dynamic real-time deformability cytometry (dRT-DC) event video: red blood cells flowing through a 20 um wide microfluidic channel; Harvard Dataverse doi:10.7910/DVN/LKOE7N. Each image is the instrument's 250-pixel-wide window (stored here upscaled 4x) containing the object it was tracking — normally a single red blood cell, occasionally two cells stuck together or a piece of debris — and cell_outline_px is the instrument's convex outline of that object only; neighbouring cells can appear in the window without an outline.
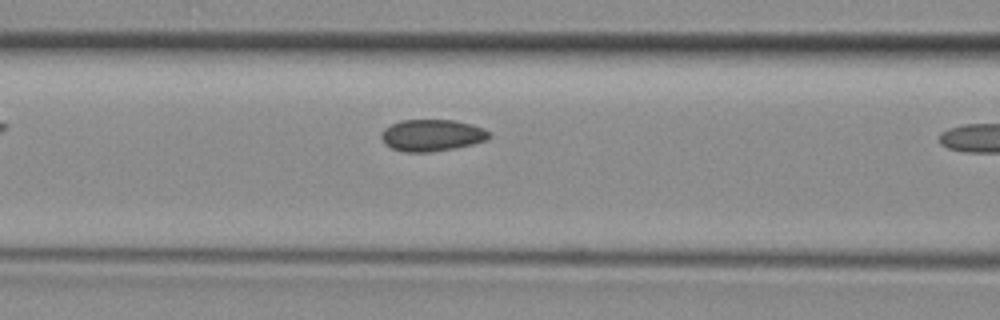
{"species": "common noctule bat (a hibernating species)", "species_latin": "Nyctalus noctula", "temperature_condition": "room temperature", "stored_images_in_passage": 8, "camera_frame_rate_fps": 3000, "um_per_image_px": 0.085, "animal": {"sex": "female", "body_mass_g": 29.2, "forearm_length_mm": 56.3}, "frame": {"image": 1, "passage_image": 7, "time_ms": 2.0, "image_size_px": [1000, 320], "cell_outline_px": [[492, 136], [484, 140], [472, 144], [452, 148], [428, 152], [404, 152], [392, 148], [384, 144], [380, 136], [380, 132], [384, 128], [400, 120], [456, 120], [472, 124], [484, 128]], "centroid_in_image_um": [36.67, 11.49], "position_along_channel_um": 129.9, "area_um2": 19.94}}